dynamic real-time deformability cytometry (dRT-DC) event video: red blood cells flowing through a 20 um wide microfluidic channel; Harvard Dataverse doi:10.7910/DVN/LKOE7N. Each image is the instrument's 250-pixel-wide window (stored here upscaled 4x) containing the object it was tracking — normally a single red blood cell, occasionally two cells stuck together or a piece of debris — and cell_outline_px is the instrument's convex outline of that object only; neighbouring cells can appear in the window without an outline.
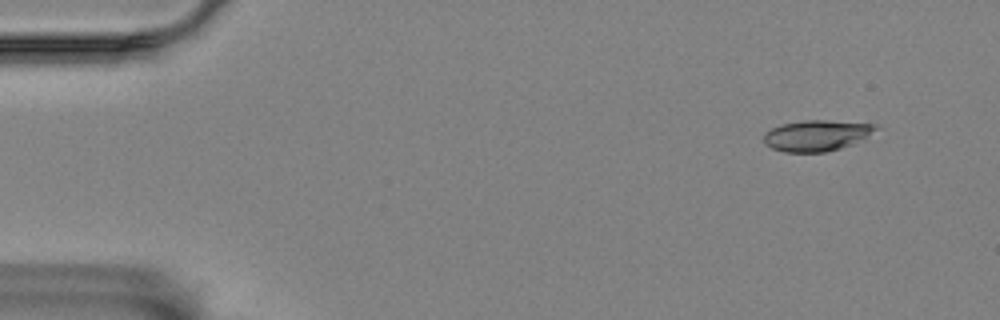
{"species": "Egyptian fruit bat (a non-hibernating species)", "species_latin": "Rousettus aegyptiacus", "temperature_condition": "room temperature", "stored_images_in_passage": 53, "camera_frame_rate_fps": 3000, "um_per_image_px": 0.085, "animal": {"sex": "female"}, "frame": {"image": 1, "passage_image": 1, "time_ms": 0.0, "image_size_px": [1000, 320], "cell_outline_px": [[880, 128], [852, 144], [828, 152], [784, 152], [772, 148], [764, 140], [764, 136], [772, 128], [784, 124], [804, 120], [824, 120], [876, 124]], "centroid_in_image_um": [69.44, 11.52], "position_along_channel_um": 15.6, "area_um2": 19.83}}
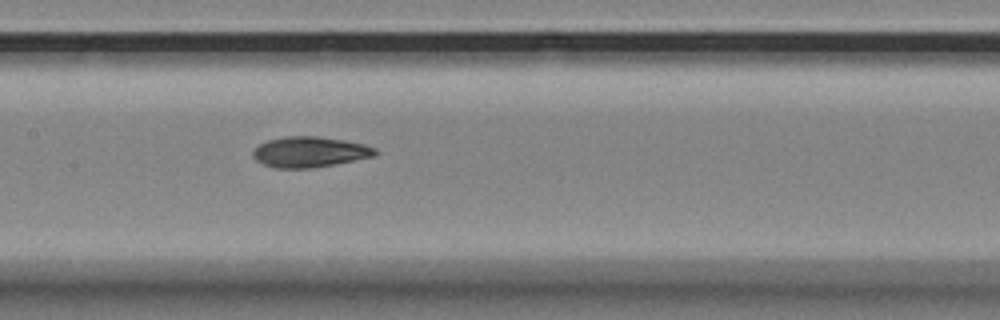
{"frame": {"image": 2, "passage_image": 24, "time_ms": 7.667, "image_size_px": [1000, 320], "cell_outline_px": [[380, 152], [376, 156], [332, 164], [308, 168], [276, 168], [264, 164], [256, 160], [252, 156], [252, 152], [260, 144], [268, 140], [284, 136], [316, 136], [344, 140], [364, 144], [376, 148]], "centroid_in_image_um": [26.34, 12.91], "position_along_channel_um": 181.1, "area_um2": 21.68}}
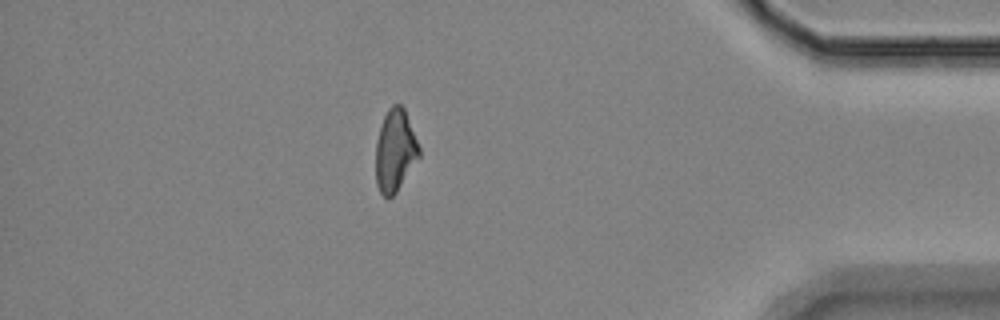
{"frame": {"image": 3, "passage_image": 46, "time_ms": 15.0, "image_size_px": [1000, 320], "cell_outline_px": [[420, 156], [396, 192], [388, 200], [380, 192], [376, 184], [376, 140], [384, 116], [388, 108], [392, 104], [400, 104], [404, 108], [420, 148]], "centroid_in_image_um": [33.58, 12.81], "position_along_channel_um": 401.6, "area_um2": 20.69}, "authors_computed_cell_mechanics": {"area_um2": 21.4438, "velocity_mm_per_s": 3.5125, "shape_relaxation_time_tau1_ms": 5.0534, "shape_relaxation_time_tau2_ms": 3.278, "deformation_change_tau1": 0.1508, "deformation_change_tau2": 0.0988}}